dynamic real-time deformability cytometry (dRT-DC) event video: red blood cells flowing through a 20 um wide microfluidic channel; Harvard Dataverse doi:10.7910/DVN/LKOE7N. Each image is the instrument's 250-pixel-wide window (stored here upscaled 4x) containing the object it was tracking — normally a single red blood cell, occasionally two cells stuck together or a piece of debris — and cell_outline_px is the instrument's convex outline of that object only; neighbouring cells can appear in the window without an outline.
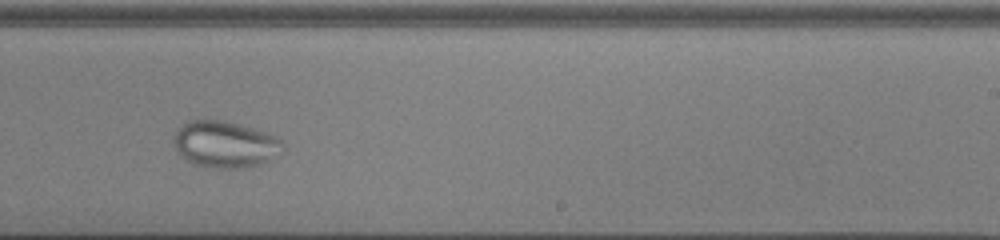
{"species": "common noctule bat (a hibernating species)", "species_latin": "Nyctalus noctula", "temperature_condition": "cold", "stored_images_in_passage": 34, "camera_frame_rate_fps": 3000, "um_per_image_px": 0.085, "animal": {"sex": "male", "body_mass_g": 13.0, "forearm_length_mm": 53.1}, "frame": {"image": 1, "passage_image": 20, "time_ms": 6.333, "image_size_px": [1000, 240], "cell_outline_px": [[284, 148], [268, 160], [260, 164], [244, 168], [216, 168], [192, 164], [176, 148], [176, 132], [188, 120], [224, 120], [268, 132], [276, 136], [284, 144]], "centroid_in_image_um": [19.18, 12.26], "position_along_channel_um": 269.8, "area_um2": 29.13}}